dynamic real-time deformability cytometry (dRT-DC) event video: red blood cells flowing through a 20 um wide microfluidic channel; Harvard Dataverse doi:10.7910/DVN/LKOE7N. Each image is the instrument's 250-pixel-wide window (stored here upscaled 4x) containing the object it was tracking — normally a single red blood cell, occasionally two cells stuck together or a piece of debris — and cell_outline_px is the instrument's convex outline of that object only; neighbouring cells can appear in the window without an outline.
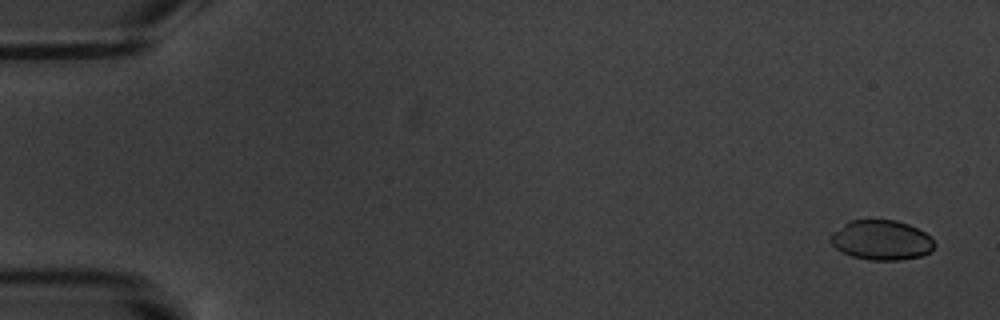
{"species": "common noctule bat (a hibernating species)", "species_latin": "Nyctalus noctula", "temperature_condition": "warm", "stored_images_in_passage": 5, "camera_frame_rate_fps": 3000, "um_per_image_px": 0.085, "animal": {"sex": "male", "body_mass_g": 20.1, "forearm_length_mm": 53.5}, "frame": {"image": 1, "passage_image": 1, "time_ms": 0.0, "image_size_px": [1000, 320], "cell_outline_px": [[936, 244], [928, 252], [920, 256], [900, 260], [868, 260], [852, 256], [836, 248], [828, 240], [832, 232], [848, 220], [896, 220], [908, 224], [932, 236]], "centroid_in_image_um": [74.9, 20.4], "position_along_channel_um": 10.1, "area_um2": 24.16}}